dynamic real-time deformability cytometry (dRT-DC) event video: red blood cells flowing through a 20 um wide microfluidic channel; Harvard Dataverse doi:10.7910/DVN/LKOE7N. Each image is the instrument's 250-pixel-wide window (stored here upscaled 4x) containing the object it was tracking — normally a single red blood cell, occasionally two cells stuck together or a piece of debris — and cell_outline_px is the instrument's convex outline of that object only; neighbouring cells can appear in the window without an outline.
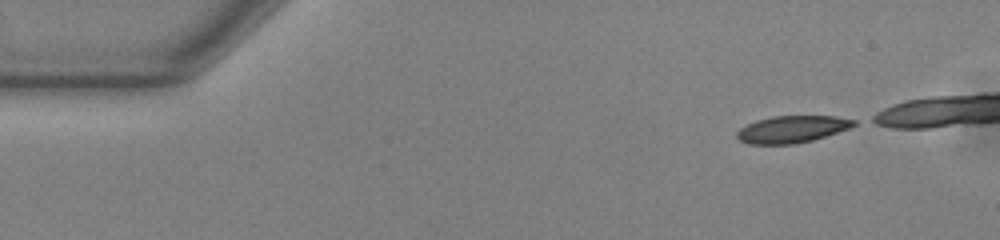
{"species": "common noctule bat (a hibernating species)", "species_latin": "Nyctalus noctula", "temperature_condition": "warm", "stored_images_in_passage": 35, "camera_frame_rate_fps": 3000, "um_per_image_px": 0.085, "animal": {"sex": "male", "body_mass_g": 13.0, "forearm_length_mm": 53.1}, "frame": {"image": 1, "passage_image": 1, "time_ms": 0.0, "image_size_px": [1000, 240], "cell_outline_px": [[856, 124], [848, 128], [812, 140], [796, 144], [748, 144], [740, 140], [736, 136], [736, 132], [740, 128], [756, 120], [772, 116], [836, 116], [856, 120]], "centroid_in_image_um": [67.28, 10.98], "position_along_channel_um": 17.7, "area_um2": 18.26}}
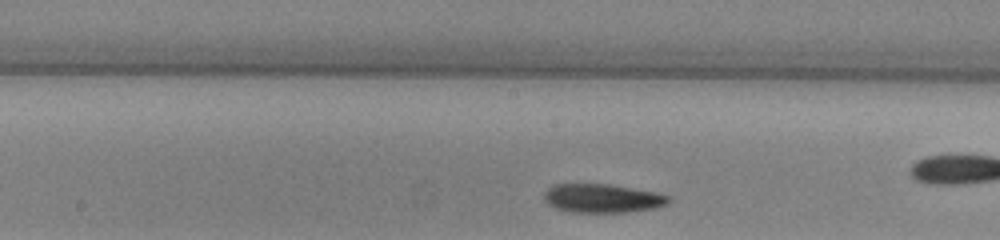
{"frame": {"image": 2, "passage_image": 20, "time_ms": 6.333, "image_size_px": [1000, 240], "cell_outline_px": [[672, 200], [668, 204], [656, 208], [628, 212], [572, 212], [556, 208], [548, 204], [544, 200], [544, 192], [552, 184], [612, 184], [656, 192], [672, 196]], "centroid_in_image_um": [51.25, 16.85], "position_along_channel_um": 197.0, "area_um2": 21.15}}